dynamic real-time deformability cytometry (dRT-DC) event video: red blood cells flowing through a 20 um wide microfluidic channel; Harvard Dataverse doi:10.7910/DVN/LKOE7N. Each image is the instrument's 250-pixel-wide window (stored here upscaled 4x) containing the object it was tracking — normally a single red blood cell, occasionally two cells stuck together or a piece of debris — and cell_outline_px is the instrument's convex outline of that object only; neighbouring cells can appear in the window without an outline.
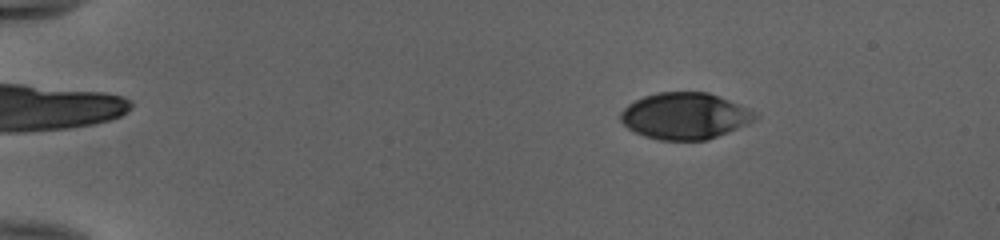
{"species": "human", "species_latin": "Homo sapiens", "temperature_condition": "cold", "stored_images_in_passage": 53, "camera_frame_rate_fps": 3000, "um_per_image_px": 0.085, "donor": {"sex": "female"}, "frame": {"image": 1, "passage_image": 9, "time_ms": 2.667, "image_size_px": [1000, 240], "cell_outline_px": [[760, 116], [756, 120], [748, 124], [708, 140], [660, 140], [644, 136], [628, 128], [620, 120], [620, 112], [628, 104], [644, 96], [660, 92], [708, 92], [748, 108], [756, 112]], "centroid_in_image_um": [58.23, 9.86], "position_along_channel_um": 26.8, "area_um2": 36.41}}
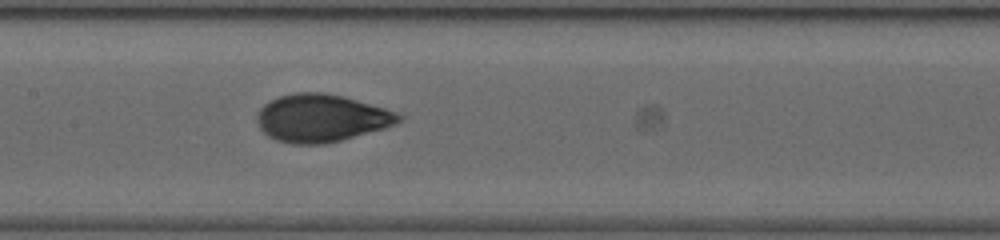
{"frame": {"image": 2, "passage_image": 28, "time_ms": 9.0, "image_size_px": [1000, 240], "cell_outline_px": [[404, 120], [396, 124], [384, 128], [340, 140], [324, 144], [292, 144], [276, 140], [268, 136], [260, 128], [256, 120], [256, 116], [260, 108], [264, 104], [280, 96], [296, 92], [324, 92], [344, 96], [404, 112]], "centroid_in_image_um": [27.39, 10.02], "position_along_channel_um": 180.0, "area_um2": 39.88}}
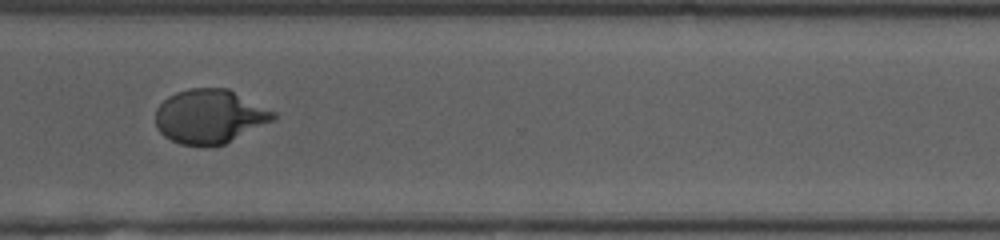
{"frame": {"image": 3, "passage_image": 41, "time_ms": 13.333, "image_size_px": [1000, 240], "cell_outline_px": [[276, 120], [224, 144], [212, 148], [204, 148], [180, 144], [164, 136], [156, 128], [156, 108], [168, 96], [176, 92], [188, 88], [228, 88], [276, 112]], "centroid_in_image_um": [17.83, 9.92], "position_along_channel_um": 352.8, "area_um2": 37.74}, "authors_computed_cell_mechanics": {"area_um2": 37.859, "velocity_mm_per_s": 3.9991, "shape_relaxation_time_tau1_ms": 4.7815, "shape_relaxation_time_tau2_ms": null, "deformation_change_tau1": 0.2211, "deformation_change_tau2": null}}